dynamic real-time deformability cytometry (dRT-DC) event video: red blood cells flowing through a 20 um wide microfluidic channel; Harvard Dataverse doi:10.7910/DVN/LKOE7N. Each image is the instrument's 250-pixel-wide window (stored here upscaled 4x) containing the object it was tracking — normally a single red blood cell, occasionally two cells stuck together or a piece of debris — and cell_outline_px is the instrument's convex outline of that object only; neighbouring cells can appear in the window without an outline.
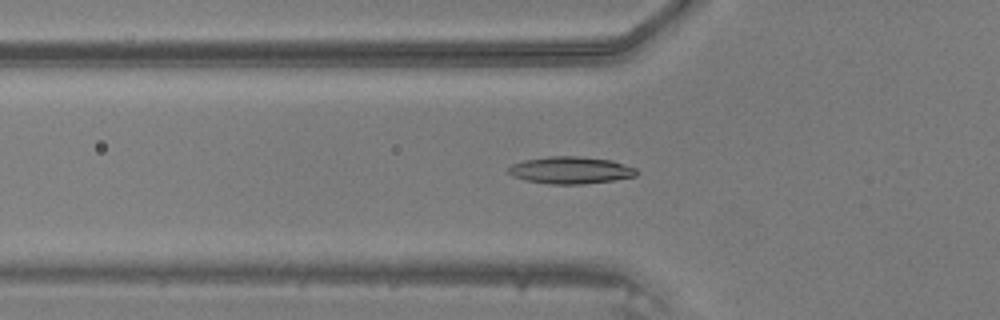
{"species": "common noctule bat (a hibernating species)", "species_latin": "Nyctalus noctula", "temperature_condition": "warm", "stored_images_in_passage": 46, "camera_frame_rate_fps": 3000, "um_per_image_px": 0.085, "animal": {"sex": "male", "body_mass_g": 20.5, "forearm_length_mm": 52.5}, "frame": {"image": 1, "passage_image": 16, "time_ms": 5.0, "image_size_px": [1000, 320], "cell_outline_px": [[640, 172], [636, 176], [612, 180], [584, 184], [548, 184], [524, 180], [512, 176], [508, 172], [508, 168], [512, 164], [524, 160], [548, 156], [580, 156], [612, 160], [636, 168]], "centroid_in_image_um": [48.5, 14.46], "position_along_channel_um": 77.3, "area_um2": 20.4}}
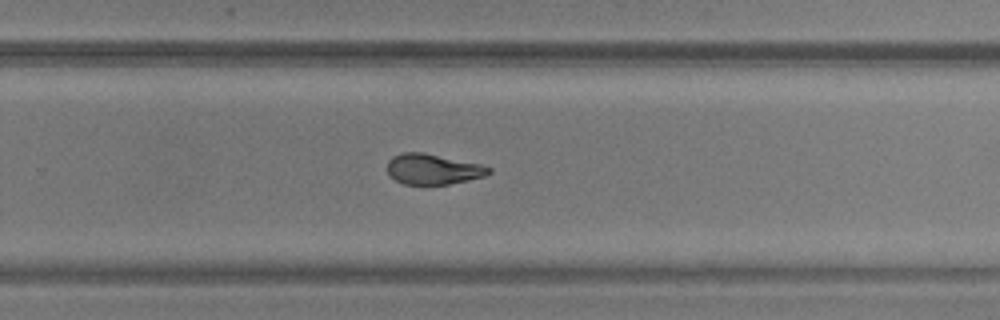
{"frame": {"image": 2, "passage_image": 31, "time_ms": 10.0, "image_size_px": [1000, 320], "cell_outline_px": [[492, 172], [484, 176], [468, 180], [448, 184], [404, 184], [388, 176], [388, 160], [392, 156], [404, 152], [424, 152], [480, 164], [492, 168]], "centroid_in_image_um": [36.79, 14.37], "position_along_channel_um": 293.0, "area_um2": 18.03}}
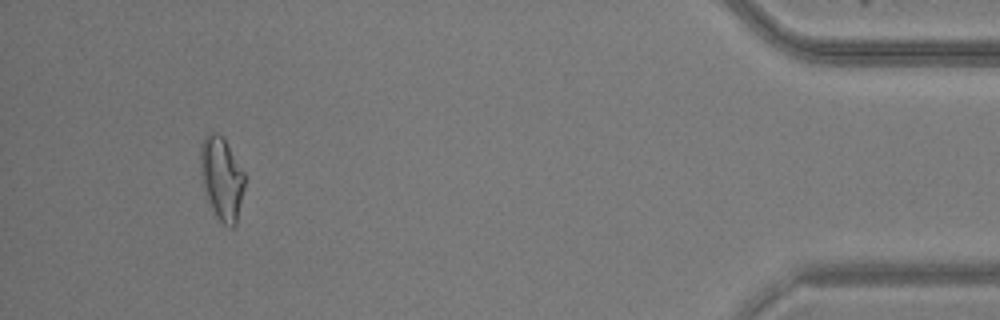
{"frame": {"image": 3, "passage_image": 44, "time_ms": 14.333, "image_size_px": [1000, 320], "cell_outline_px": [[244, 188], [236, 224], [232, 228], [228, 228], [216, 216], [204, 192], [200, 172], [200, 144], [204, 136], [208, 132], [216, 132], [224, 140], [244, 172]], "centroid_in_image_um": [18.82, 15.17], "position_along_channel_um": 416.4, "area_um2": 21.27}}